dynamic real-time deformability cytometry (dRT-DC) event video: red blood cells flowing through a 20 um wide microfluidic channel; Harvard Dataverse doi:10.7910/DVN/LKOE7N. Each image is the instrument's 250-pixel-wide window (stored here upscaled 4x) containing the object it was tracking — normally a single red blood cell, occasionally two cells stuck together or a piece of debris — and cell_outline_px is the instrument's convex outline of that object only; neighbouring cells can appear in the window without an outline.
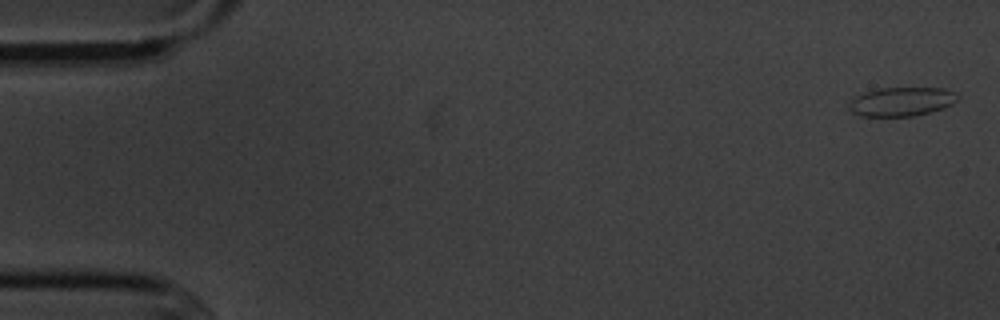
{"species": "common noctule bat (a hibernating species)", "species_latin": "Nyctalus noctula", "temperature_condition": "cold", "stored_images_in_passage": 4, "camera_frame_rate_fps": 3000, "um_per_image_px": 0.085, "animal": {"sex": "male", "body_mass_g": 20.1, "forearm_length_mm": 53.5}, "frame": {"image": 1, "passage_image": 1, "time_ms": 0.0, "image_size_px": [1000, 320], "cell_outline_px": [[960, 96], [952, 104], [944, 108], [912, 116], [860, 116], [852, 112], [848, 108], [848, 104], [856, 96], [864, 92], [880, 88], [944, 88], [956, 92]], "centroid_in_image_um": [76.64, 8.63], "position_along_channel_um": 8.4, "area_um2": 18.32}}
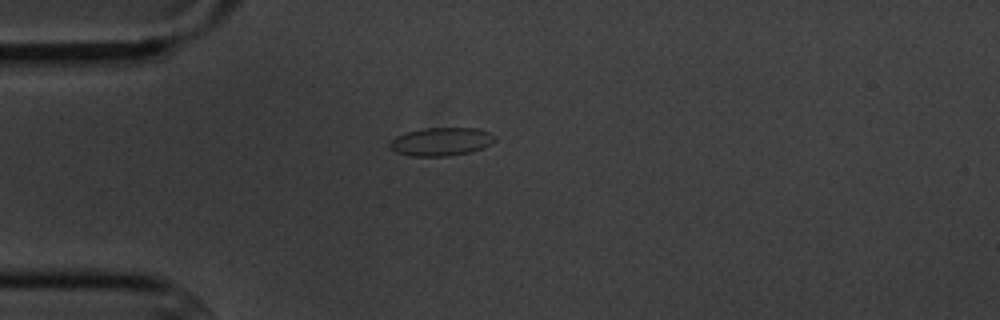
{"frame": {"image": 2, "passage_image": 4, "time_ms": 4.333, "image_size_px": [1000, 320], "cell_outline_px": [[496, 140], [484, 148], [472, 152], [448, 156], [412, 156], [396, 152], [388, 148], [388, 140], [396, 136], [408, 132], [424, 128], [480, 128], [496, 136]], "centroid_in_image_um": [37.49, 12.04], "position_along_channel_um": 47.5, "area_um2": 17.57}}